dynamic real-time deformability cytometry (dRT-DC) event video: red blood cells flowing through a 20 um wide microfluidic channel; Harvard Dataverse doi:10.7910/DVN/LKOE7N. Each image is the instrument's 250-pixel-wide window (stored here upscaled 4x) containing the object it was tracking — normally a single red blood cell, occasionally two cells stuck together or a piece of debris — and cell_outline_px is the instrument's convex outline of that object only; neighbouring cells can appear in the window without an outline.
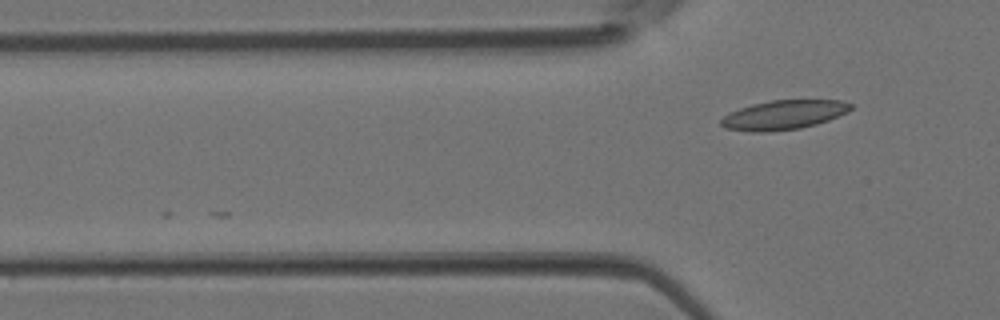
{"species": "Egyptian fruit bat (a non-hibernating species)", "species_latin": "Rousettus aegyptiacus", "temperature_condition": "room temperature", "stored_images_in_passage": 4, "camera_frame_rate_fps": 3000, "um_per_image_px": 0.085, "animal": {"sex": "female"}, "frame": {"image": 1, "passage_image": 4, "time_ms": 1.0, "image_size_px": [1000, 320], "cell_outline_px": [[852, 108], [848, 112], [828, 120], [816, 124], [800, 128], [764, 132], [752, 132], [724, 128], [720, 124], [720, 120], [724, 116], [740, 108], [752, 104], [772, 100], [844, 100], [852, 104]], "centroid_in_image_um": [66.63, 9.76], "position_along_channel_um": 59.2, "area_um2": 22.08}}